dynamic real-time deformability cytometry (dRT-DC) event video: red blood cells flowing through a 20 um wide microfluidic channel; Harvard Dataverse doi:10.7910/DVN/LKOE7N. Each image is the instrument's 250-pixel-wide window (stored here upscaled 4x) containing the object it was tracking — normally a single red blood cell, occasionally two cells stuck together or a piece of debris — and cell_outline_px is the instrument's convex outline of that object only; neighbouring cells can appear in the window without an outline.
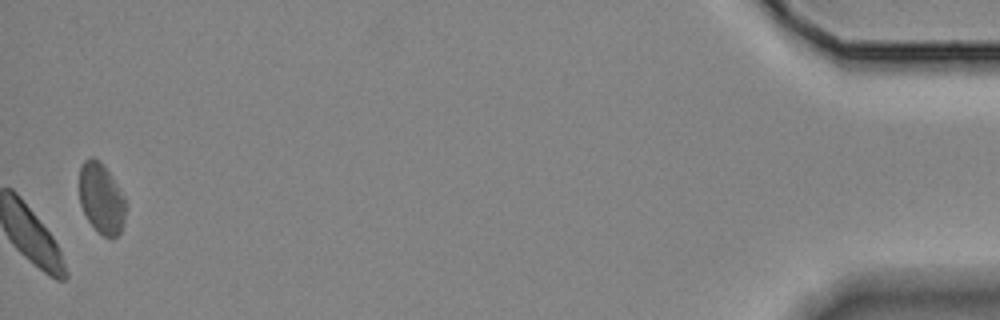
{"species": "Egyptian fruit bat (a non-hibernating species)", "species_latin": "Rousettus aegyptiacus", "temperature_condition": "room temperature", "stored_images_in_passage": 45, "camera_frame_rate_fps": 3000, "um_per_image_px": 0.085, "animal": {"sex": "female"}, "frame": {"image": 1, "passage_image": 45, "time_ms": 14.667, "image_size_px": [1000, 320], "cell_outline_px": [[124, 224], [120, 232], [116, 236], [104, 236], [88, 220], [80, 204], [80, 164], [88, 156], [92, 156], [100, 160], [124, 196]], "centroid_in_image_um": [8.59, 16.81], "position_along_channel_um": 426.6, "area_um2": 18.67}}